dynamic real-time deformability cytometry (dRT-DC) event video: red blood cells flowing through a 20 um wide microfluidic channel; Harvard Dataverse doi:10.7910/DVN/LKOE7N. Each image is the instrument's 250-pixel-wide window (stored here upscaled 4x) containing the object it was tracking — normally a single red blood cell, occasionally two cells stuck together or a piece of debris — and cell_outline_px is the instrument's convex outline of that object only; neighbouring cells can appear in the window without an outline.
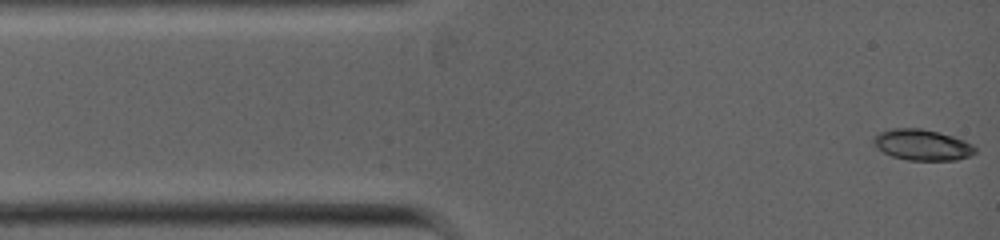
{"species": "common noctule bat (a hibernating species)", "species_latin": "Nyctalus noctula", "temperature_condition": "warm", "stored_images_in_passage": 65, "camera_frame_rate_fps": 5000, "um_per_image_px": 0.085, "animal": {"sex": "female", "body_mass_g": 19.0, "forearm_length_mm": 53.3}, "frame": {"image": 1, "passage_image": 1, "time_ms": 0.0, "image_size_px": [1000, 240], "cell_outline_px": [[976, 152], [968, 156], [956, 160], [908, 160], [892, 156], [876, 148], [872, 140], [872, 136], [880, 132], [892, 128], [920, 128], [952, 136], [964, 140], [972, 144], [976, 148]], "centroid_in_image_um": [78.35, 12.31], "position_along_channel_um": 6.6, "area_um2": 18.26}}
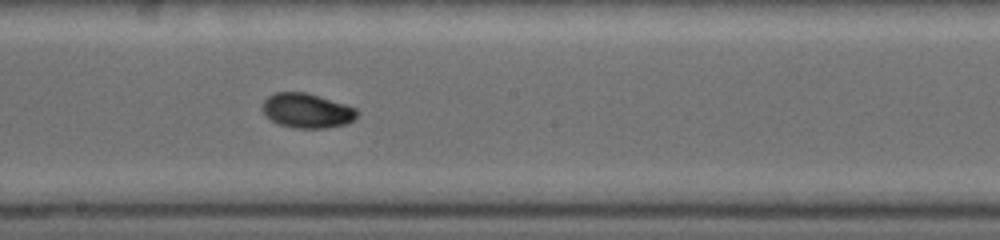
{"frame": {"image": 2, "passage_image": 32, "time_ms": 5.6, "image_size_px": [1000, 240], "cell_outline_px": [[360, 112], [352, 120], [344, 124], [324, 128], [296, 128], [280, 124], [264, 116], [260, 108], [260, 104], [268, 96], [276, 92], [304, 92], [344, 104], [356, 108]], "centroid_in_image_um": [26.02, 9.4], "position_along_channel_um": 222.2, "area_um2": 19.02}}
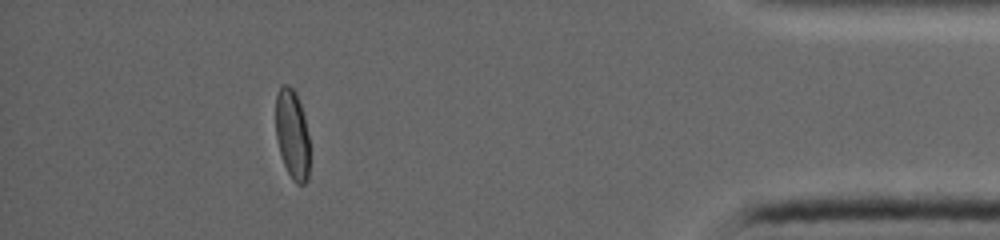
{"frame": {"image": 3, "passage_image": 53, "time_ms": 10.4, "image_size_px": [1000, 240], "cell_outline_px": [[308, 180], [304, 184], [296, 184], [292, 180], [284, 164], [280, 152], [276, 136], [276, 92], [280, 84], [288, 84], [296, 92], [304, 116], [308, 136]], "centroid_in_image_um": [24.82, 11.38], "position_along_channel_um": 410.4, "area_um2": 17.69}}